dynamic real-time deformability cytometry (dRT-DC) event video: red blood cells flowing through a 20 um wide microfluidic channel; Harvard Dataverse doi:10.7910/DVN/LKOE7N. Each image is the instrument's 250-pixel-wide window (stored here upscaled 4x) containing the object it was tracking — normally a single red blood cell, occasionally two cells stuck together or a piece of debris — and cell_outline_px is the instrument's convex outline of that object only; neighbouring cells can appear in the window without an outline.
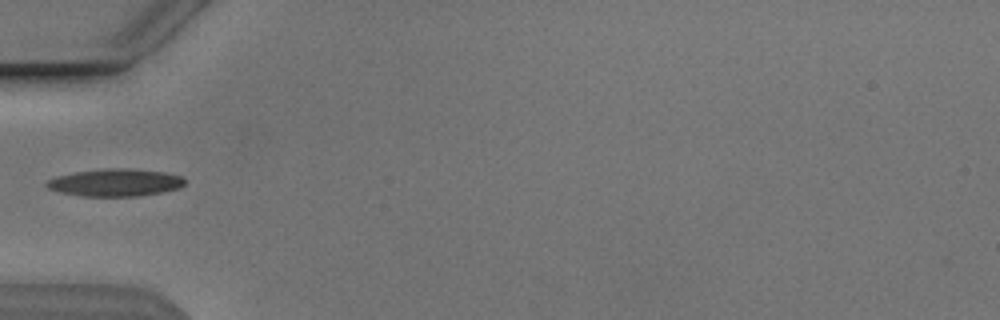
{"species": "Egyptian fruit bat (a non-hibernating species)", "species_latin": "Rousettus aegyptiacus", "temperature_condition": "cold", "stored_images_in_passage": 34, "camera_frame_rate_fps": 3000, "um_per_image_px": 0.085, "animal": {"sex": "male"}, "frame": {"image": 1, "passage_image": 1, "time_ms": 0.0, "image_size_px": [1000, 320], "cell_outline_px": [[184, 184], [180, 188], [140, 196], [80, 196], [60, 192], [48, 188], [44, 184], [48, 180], [56, 176], [76, 172], [108, 168], [128, 168], [164, 172], [180, 176], [184, 180]], "centroid_in_image_um": [9.78, 15.52], "position_along_channel_um": 75.2, "area_um2": 21.96}}
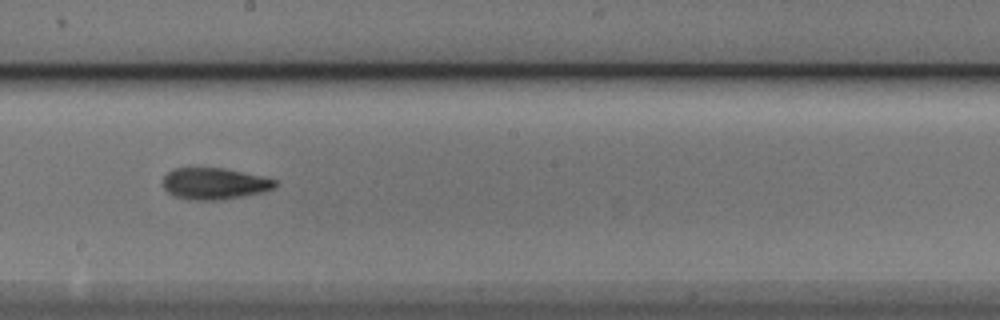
{"frame": {"image": 2, "passage_image": 13, "time_ms": 4.0, "image_size_px": [1000, 320], "cell_outline_px": [[276, 188], [264, 192], [224, 200], [188, 200], [176, 196], [168, 192], [164, 188], [164, 176], [172, 168], [224, 168], [260, 176], [276, 180]], "centroid_in_image_um": [18.24, 15.62], "position_along_channel_um": 230.0, "area_um2": 20.63}}
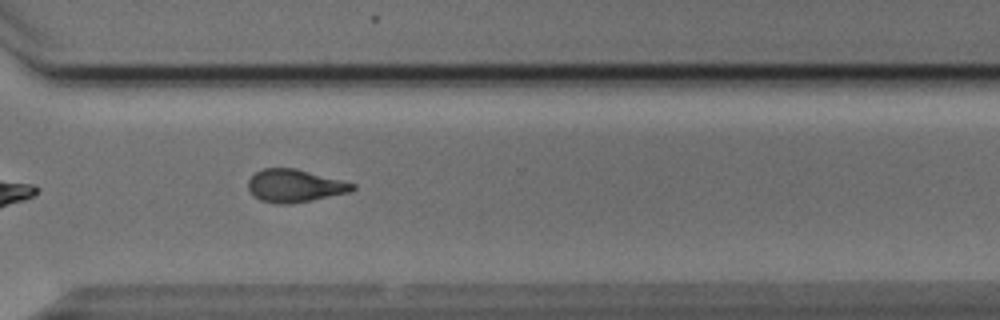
{"frame": {"image": 3, "passage_image": 22, "time_ms": 7.0, "image_size_px": [1000, 320], "cell_outline_px": [[356, 188], [352, 192], [312, 200], [288, 204], [276, 204], [260, 200], [248, 188], [248, 180], [256, 172], [264, 168], [296, 168], [356, 184]], "centroid_in_image_um": [25.08, 15.79], "position_along_channel_um": 345.5, "area_um2": 19.88}}